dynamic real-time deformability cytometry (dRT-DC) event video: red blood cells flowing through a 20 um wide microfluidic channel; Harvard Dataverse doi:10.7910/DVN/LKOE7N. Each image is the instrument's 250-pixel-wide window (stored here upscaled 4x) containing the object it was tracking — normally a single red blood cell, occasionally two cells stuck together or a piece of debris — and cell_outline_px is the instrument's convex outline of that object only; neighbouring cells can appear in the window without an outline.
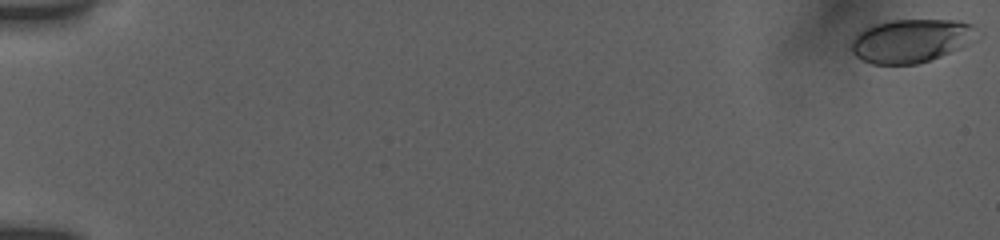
{"species": "human", "species_latin": "Homo sapiens", "temperature_condition": "room temperature", "stored_images_in_passage": 33, "camera_frame_rate_fps": 3000, "um_per_image_px": 0.085, "donor": {"sex": "female"}, "frame": {"image": 1, "passage_image": 1, "time_ms": 0.0, "image_size_px": [1000, 240], "cell_outline_px": [[984, 32], [980, 36], [968, 44], [960, 48], [940, 56], [916, 64], [872, 64], [856, 56], [852, 52], [852, 40], [864, 28], [876, 24], [892, 20], [960, 20], [972, 24]], "centroid_in_image_um": [77.53, 3.45], "position_along_channel_um": 7.5, "area_um2": 31.96}}
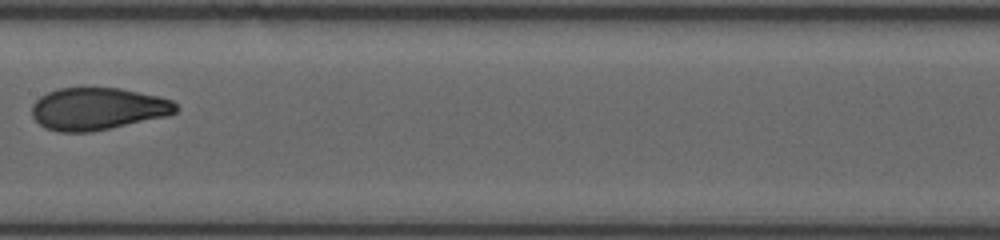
{"frame": {"image": 2, "passage_image": 18, "time_ms": 10.0, "image_size_px": [1000, 240], "cell_outline_px": [[180, 108], [176, 112], [168, 116], [88, 132], [60, 132], [44, 128], [32, 116], [32, 104], [40, 96], [48, 92], [60, 88], [120, 88], [156, 96], [172, 100]], "centroid_in_image_um": [8.29, 9.25], "position_along_channel_um": 199.1, "area_um2": 35.32}}
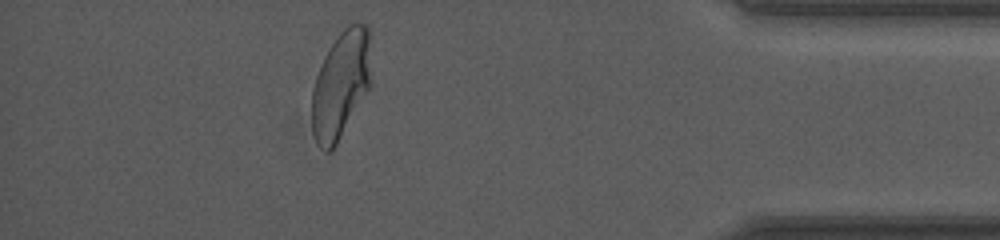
{"frame": {"image": 3, "passage_image": 31, "time_ms": 16.333, "image_size_px": [1000, 240], "cell_outline_px": [[372, 84], [336, 144], [328, 152], [316, 144], [312, 132], [312, 88], [316, 76], [324, 56], [340, 32], [348, 24], [368, 24]], "centroid_in_image_um": [28.98, 7.19], "position_along_channel_um": 406.2, "area_um2": 37.11}, "authors_computed_cell_mechanics": {"area_um2": 35.7782, "velocity_mm_per_s": 3.8471, "shape_relaxation_time_tau1_ms": 4.5208, "shape_relaxation_time_tau2_ms": 0.7336, "deformation_change_tau1": 0.1504, "deformation_change_tau2": 0.0561}}